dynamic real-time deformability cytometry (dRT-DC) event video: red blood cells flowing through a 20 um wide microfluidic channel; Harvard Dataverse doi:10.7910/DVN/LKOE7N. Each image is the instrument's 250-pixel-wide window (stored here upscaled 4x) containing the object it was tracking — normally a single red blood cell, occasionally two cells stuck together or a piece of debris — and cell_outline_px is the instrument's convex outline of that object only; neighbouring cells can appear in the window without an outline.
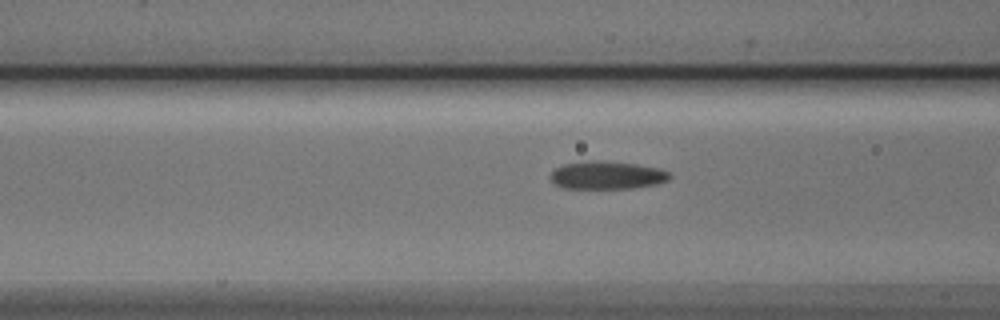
{"species": "Egyptian fruit bat (a non-hibernating species)", "species_latin": "Rousettus aegyptiacus", "temperature_condition": "cold", "stored_images_in_passage": 20, "segment_of_instrument_passage": [2, 2], "camera_frame_rate_fps": 3000, "um_per_image_px": 0.085, "animal": {"sex": "male"}, "frame": {"image": 1, "passage_image": 19, "time_ms": 6.0, "image_size_px": [1000, 320], "cell_outline_px": [[672, 176], [668, 180], [656, 184], [632, 188], [564, 188], [556, 184], [548, 176], [556, 168], [564, 164], [636, 164], [660, 168], [668, 172]], "centroid_in_image_um": [51.65, 14.95], "position_along_channel_um": 114.9, "area_um2": 18.21}}